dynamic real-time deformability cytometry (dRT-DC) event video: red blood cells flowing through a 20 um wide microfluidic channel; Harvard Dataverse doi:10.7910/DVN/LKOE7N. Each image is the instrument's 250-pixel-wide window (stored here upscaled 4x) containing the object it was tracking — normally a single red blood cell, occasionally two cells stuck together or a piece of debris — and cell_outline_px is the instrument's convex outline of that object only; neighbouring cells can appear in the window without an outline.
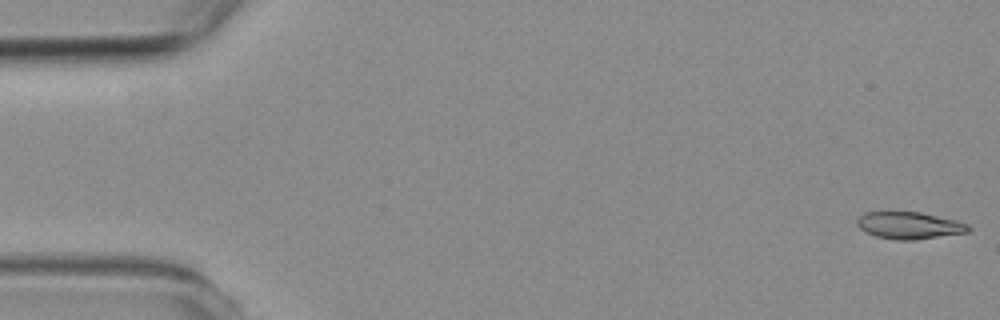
{"species": "common noctule bat (a hibernating species)", "species_latin": "Nyctalus noctula", "temperature_condition": "room temperature", "stored_images_in_passage": 6, "camera_frame_rate_fps": 3000, "um_per_image_px": 0.085, "animal": {"sex": "female", "body_mass_g": 19.3, "forearm_length_mm": 54.1}, "frame": {"image": 1, "passage_image": 1, "time_ms": 0.0, "image_size_px": [1000, 320], "cell_outline_px": [[972, 228], [968, 232], [912, 240], [896, 240], [876, 236], [860, 228], [856, 224], [856, 220], [864, 212], [920, 212], [956, 220], [968, 224]], "centroid_in_image_um": [77.29, 19.15], "position_along_channel_um": 7.7, "area_um2": 17.4}}